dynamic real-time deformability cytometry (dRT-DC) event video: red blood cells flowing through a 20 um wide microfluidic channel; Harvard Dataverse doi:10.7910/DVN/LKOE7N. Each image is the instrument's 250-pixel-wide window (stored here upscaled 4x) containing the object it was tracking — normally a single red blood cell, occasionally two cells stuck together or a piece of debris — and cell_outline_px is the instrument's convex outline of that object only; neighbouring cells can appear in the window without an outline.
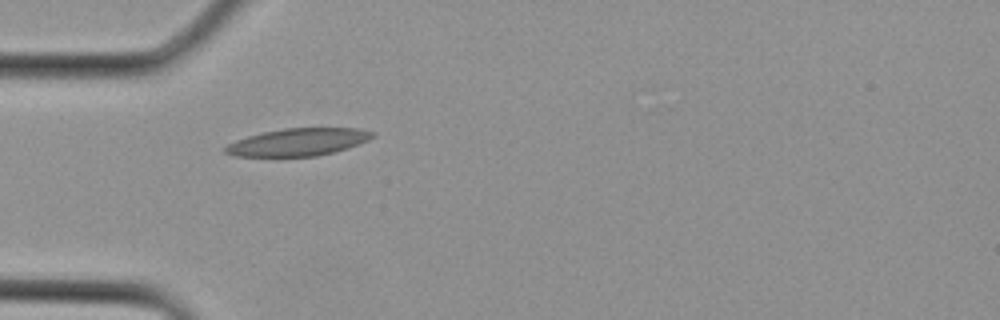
{"species": "Egyptian fruit bat (a non-hibernating species)", "species_latin": "Rousettus aegyptiacus", "temperature_condition": "cold", "stored_images_in_passage": 1, "camera_frame_rate_fps": 3000, "um_per_image_px": 0.085, "animal": {"sex": "female"}, "frame": {"image": 1, "passage_image": 1, "time_ms": 0.0, "image_size_px": [1000, 320], "cell_outline_px": [[376, 136], [368, 140], [348, 148], [316, 156], [232, 156], [224, 152], [224, 148], [228, 144], [236, 140], [248, 136], [264, 132], [284, 128], [360, 128], [376, 132]], "centroid_in_image_um": [25.37, 12.07], "position_along_channel_um": 59.6, "area_um2": 23.52}}